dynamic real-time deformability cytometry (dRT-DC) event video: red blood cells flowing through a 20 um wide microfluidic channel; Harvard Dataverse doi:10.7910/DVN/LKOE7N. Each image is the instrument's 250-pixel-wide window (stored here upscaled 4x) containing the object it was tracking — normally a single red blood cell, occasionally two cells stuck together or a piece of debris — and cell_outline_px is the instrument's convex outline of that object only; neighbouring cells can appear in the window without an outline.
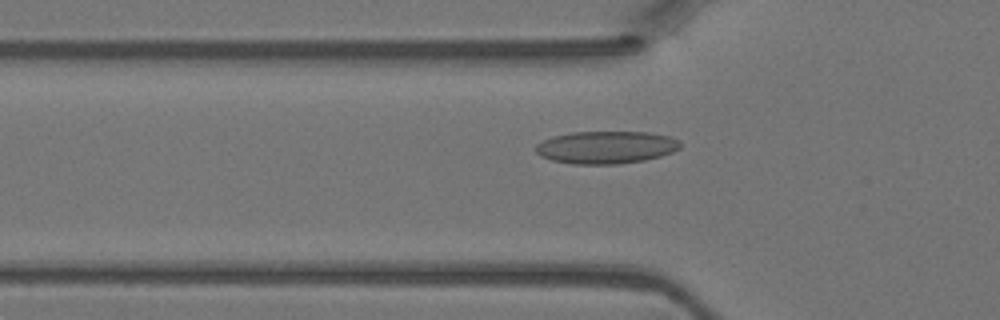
{"species": "Egyptian fruit bat (a non-hibernating species)", "species_latin": "Rousettus aegyptiacus", "temperature_condition": "warm", "stored_images_in_passage": 41, "camera_frame_rate_fps": 3000, "um_per_image_px": 0.085, "animal": {"sex": "female"}, "frame": {"image": 1, "passage_image": 15, "time_ms": 4.667, "image_size_px": [1000, 320], "cell_outline_px": [[680, 148], [672, 152], [660, 156], [644, 160], [616, 164], [572, 164], [552, 160], [540, 156], [536, 152], [536, 144], [552, 136], [572, 132], [648, 132], [672, 136], [680, 140]], "centroid_in_image_um": [51.53, 12.51], "position_along_channel_um": 74.3, "area_um2": 27.51}}
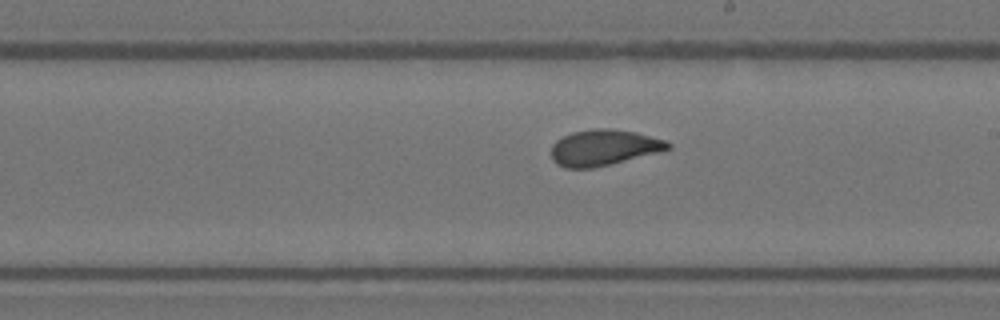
{"frame": {"image": 2, "passage_image": 26, "time_ms": 8.333, "image_size_px": [1000, 320], "cell_outline_px": [[672, 148], [660, 152], [592, 168], [564, 168], [556, 164], [552, 160], [552, 144], [556, 140], [572, 132], [596, 128], [608, 128], [636, 132], [664, 140], [672, 144]], "centroid_in_image_um": [51.31, 12.54], "position_along_channel_um": 237.7, "area_um2": 24.39}}
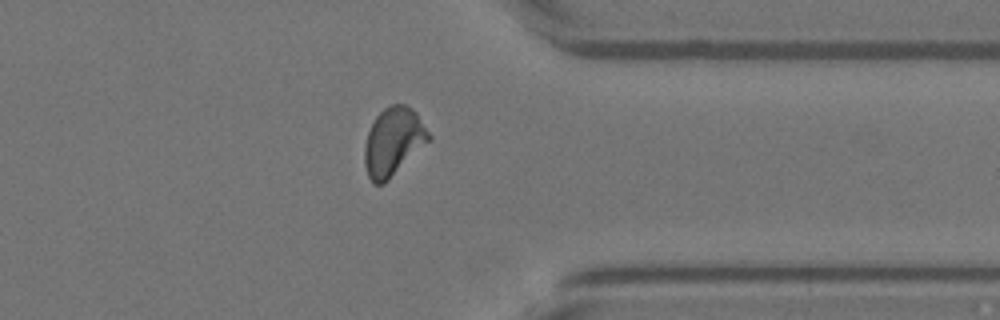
{"frame": {"image": 3, "passage_image": 36, "time_ms": 11.667, "image_size_px": [1000, 320], "cell_outline_px": [[432, 140], [384, 184], [372, 184], [368, 176], [364, 164], [364, 144], [368, 132], [376, 116], [388, 104], [408, 104], [416, 112], [432, 136]], "centroid_in_image_um": [33.45, 12.04], "position_along_channel_um": 378.0, "area_um2": 25.95}}